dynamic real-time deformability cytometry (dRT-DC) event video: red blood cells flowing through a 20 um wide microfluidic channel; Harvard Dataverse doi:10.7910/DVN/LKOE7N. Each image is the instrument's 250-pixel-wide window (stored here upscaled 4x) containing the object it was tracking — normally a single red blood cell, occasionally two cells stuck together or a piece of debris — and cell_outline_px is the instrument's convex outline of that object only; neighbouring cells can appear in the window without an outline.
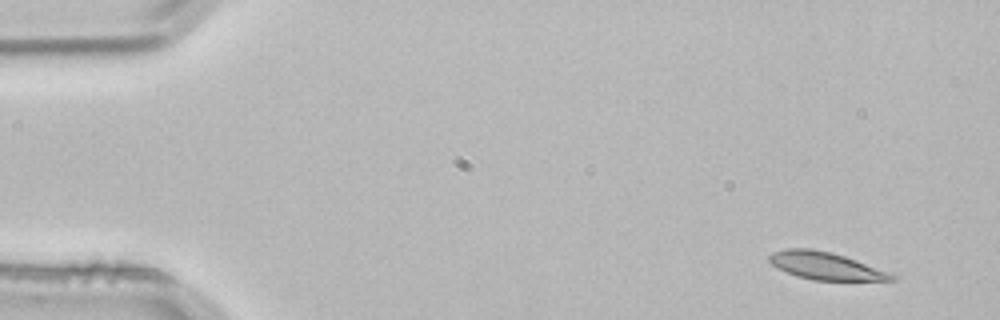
{"species": "common noctule bat (a hibernating species)", "species_latin": "Nyctalus noctula", "temperature_condition": "room temperature", "stored_images_in_passage": 4, "segment_of_instrument_passage": [1, 2], "camera_frame_rate_fps": 3000, "um_per_image_px": 0.085, "animal": {"sex": "male", "body_mass_g": 21.5, "forearm_length_mm": 52.0}, "frame": {"image": 1, "passage_image": 1, "time_ms": 0.0, "image_size_px": [1000, 320], "cell_outline_px": [[900, 276], [896, 280], [812, 280], [796, 276], [776, 268], [768, 260], [768, 256], [772, 252], [788, 248], [808, 248], [828, 252], [844, 256], [856, 260]], "centroid_in_image_um": [70.16, 22.61], "position_along_channel_um": 14.8, "area_um2": 19.54}}